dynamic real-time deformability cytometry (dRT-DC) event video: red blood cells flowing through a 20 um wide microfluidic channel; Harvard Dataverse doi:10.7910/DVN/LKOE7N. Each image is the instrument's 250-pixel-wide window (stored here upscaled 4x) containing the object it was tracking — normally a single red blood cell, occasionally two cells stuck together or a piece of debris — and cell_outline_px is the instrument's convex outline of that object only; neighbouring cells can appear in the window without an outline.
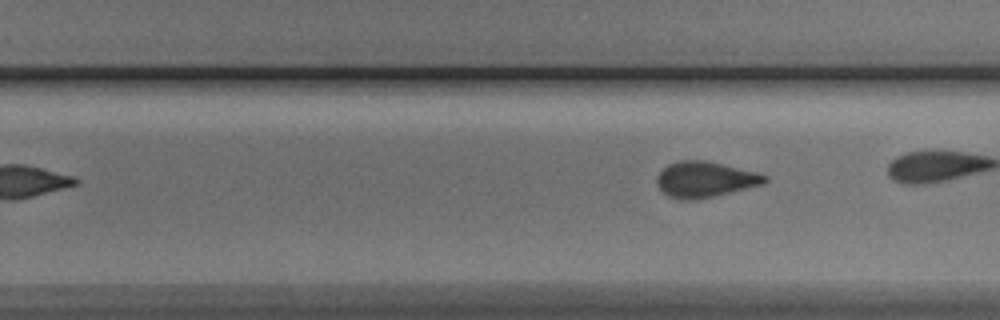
{"species": "Egyptian fruit bat (a non-hibernating species)", "species_latin": "Rousettus aegyptiacus", "temperature_condition": "cold", "stored_images_in_passage": 7, "camera_frame_rate_fps": 3000, "um_per_image_px": 0.085, "animal": {"sex": "male"}, "frame": {"image": 1, "passage_image": 7, "time_ms": 8.0, "image_size_px": [1000, 320], "cell_outline_px": [[768, 180], [764, 184], [712, 196], [692, 200], [680, 200], [668, 196], [656, 184], [656, 176], [668, 164], [680, 160], [704, 160], [756, 172], [768, 176]], "centroid_in_image_um": [59.9, 15.25], "position_along_channel_um": 269.9, "area_um2": 22.25}}